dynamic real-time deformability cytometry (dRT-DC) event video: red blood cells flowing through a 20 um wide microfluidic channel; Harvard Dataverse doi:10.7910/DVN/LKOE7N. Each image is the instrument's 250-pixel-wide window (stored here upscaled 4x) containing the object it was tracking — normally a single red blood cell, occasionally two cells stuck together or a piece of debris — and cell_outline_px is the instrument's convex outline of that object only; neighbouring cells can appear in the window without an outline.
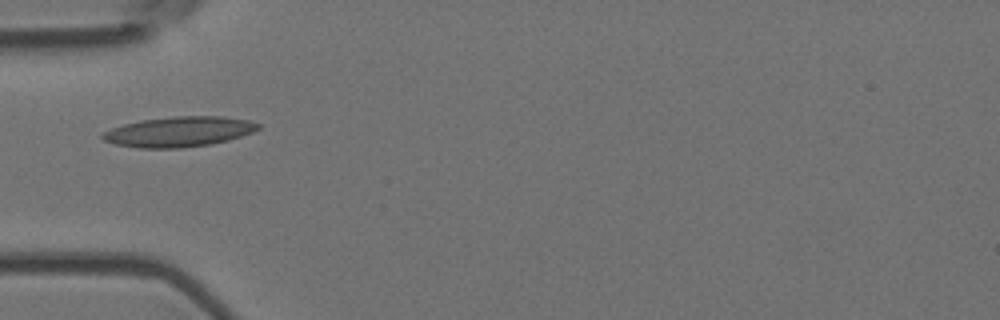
{"species": "Egyptian fruit bat (a non-hibernating species)", "species_latin": "Rousettus aegyptiacus", "temperature_condition": "room temperature", "stored_images_in_passage": 5, "camera_frame_rate_fps": 3000, "um_per_image_px": 0.085, "animal": {"sex": "female"}, "frame": {"image": 1, "passage_image": 2, "time_ms": 0.333, "image_size_px": [1000, 320], "cell_outline_px": [[260, 128], [252, 132], [228, 140], [212, 144], [180, 148], [140, 148], [116, 144], [104, 140], [100, 136], [104, 132], [112, 128], [124, 124], [140, 120], [176, 116], [220, 116], [248, 120], [260, 124]], "centroid_in_image_um": [15.21, 11.19], "position_along_channel_um": 69.8, "area_um2": 27.22}}
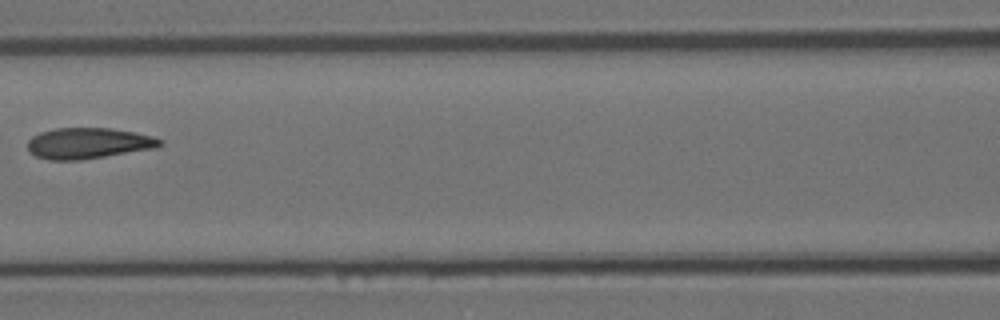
{"frame": {"image": 2, "passage_image": 4, "time_ms": 1.0, "image_size_px": [1000, 320], "cell_outline_px": [[164, 144], [152, 148], [80, 160], [48, 160], [36, 156], [28, 148], [28, 140], [32, 136], [40, 132], [56, 128], [108, 128], [136, 132], [152, 136], [164, 140]], "centroid_in_image_um": [7.5, 12.16], "position_along_channel_um": 159.1, "area_um2": 23.64}}
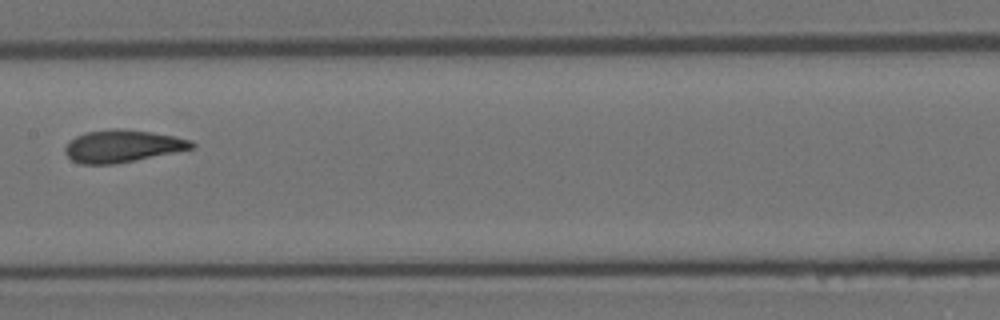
{"frame": {"image": 3, "passage_image": 5, "time_ms": 1.333, "image_size_px": [1000, 320], "cell_outline_px": [[196, 148], [116, 164], [80, 164], [72, 160], [64, 152], [64, 148], [76, 136], [88, 132], [116, 128], [120, 128], [152, 132], [176, 136], [192, 140], [196, 144]], "centroid_in_image_um": [10.46, 12.42], "position_along_channel_um": 196.9, "area_um2": 23.93}}